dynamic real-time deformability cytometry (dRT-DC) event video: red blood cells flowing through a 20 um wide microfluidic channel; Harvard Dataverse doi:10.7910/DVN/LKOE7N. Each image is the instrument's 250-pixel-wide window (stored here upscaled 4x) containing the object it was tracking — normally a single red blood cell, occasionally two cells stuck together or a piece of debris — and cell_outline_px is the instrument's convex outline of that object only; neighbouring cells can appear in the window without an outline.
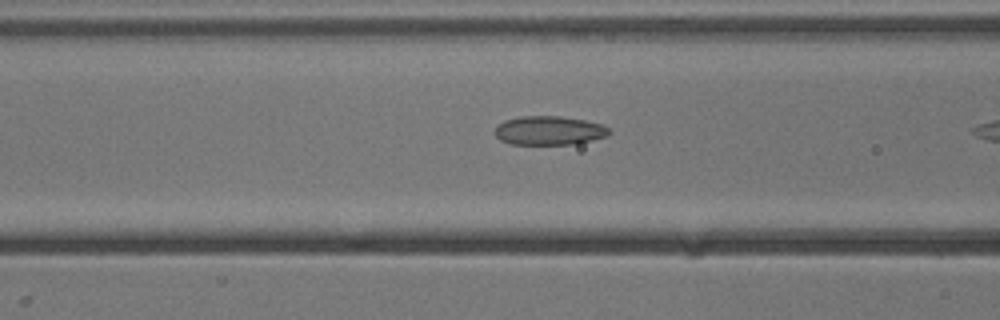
{"species": "common noctule bat (a hibernating species)", "species_latin": "Nyctalus noctula", "temperature_condition": "cold", "stored_images_in_passage": 6, "camera_frame_rate_fps": 3000, "um_per_image_px": 0.085, "animal": {"sex": "male", "body_mass_g": 13.3}, "frame": {"image": 1, "passage_image": 5, "time_ms": 1.333, "image_size_px": [1000, 320], "cell_outline_px": [[612, 132], [608, 136], [592, 140], [572, 144], [512, 144], [500, 140], [496, 136], [496, 124], [504, 120], [520, 116], [560, 116], [584, 120], [604, 124]], "centroid_in_image_um": [46.69, 11.09], "position_along_channel_um": 119.9, "area_um2": 19.36}}